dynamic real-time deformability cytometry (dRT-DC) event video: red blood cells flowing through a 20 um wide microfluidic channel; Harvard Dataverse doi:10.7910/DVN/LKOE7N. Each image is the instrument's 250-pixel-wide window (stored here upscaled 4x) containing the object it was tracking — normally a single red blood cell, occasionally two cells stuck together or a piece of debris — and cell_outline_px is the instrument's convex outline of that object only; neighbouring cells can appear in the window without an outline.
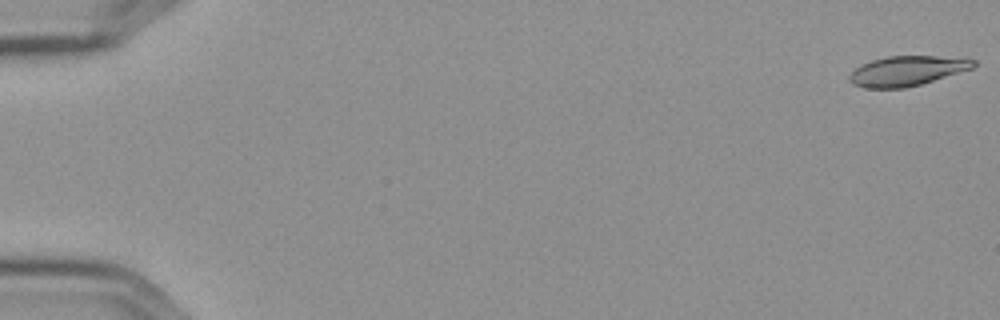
{"species": "Egyptian fruit bat (a non-hibernating species)", "species_latin": "Rousettus aegyptiacus", "temperature_condition": "cold", "stored_images_in_passage": 57, "camera_frame_rate_fps": 3000, "um_per_image_px": 0.085, "frame": {"image": 1, "passage_image": 1, "time_ms": 0.0, "image_size_px": [1000, 320], "cell_outline_px": [[976, 64], [972, 68], [920, 84], [904, 88], [864, 88], [852, 84], [848, 80], [848, 76], [856, 68], [872, 60], [888, 56], [968, 56], [976, 60]], "centroid_in_image_um": [77.14, 6.01], "position_along_channel_um": 7.9, "area_um2": 21.68}}
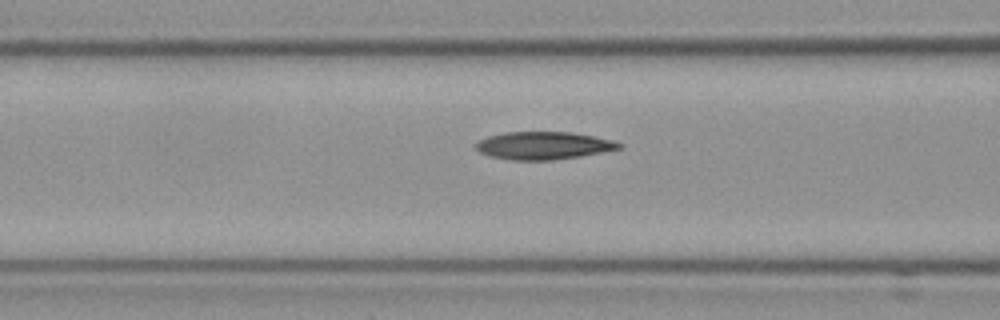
{"frame": {"image": 2, "passage_image": 24, "time_ms": 7.667, "image_size_px": [1000, 320], "cell_outline_px": [[624, 148], [580, 156], [552, 160], [512, 160], [488, 156], [480, 152], [472, 144], [476, 140], [488, 136], [504, 132], [572, 132], [612, 140], [624, 144]], "centroid_in_image_um": [46.16, 12.37], "position_along_channel_um": 120.4, "area_um2": 23.35}}
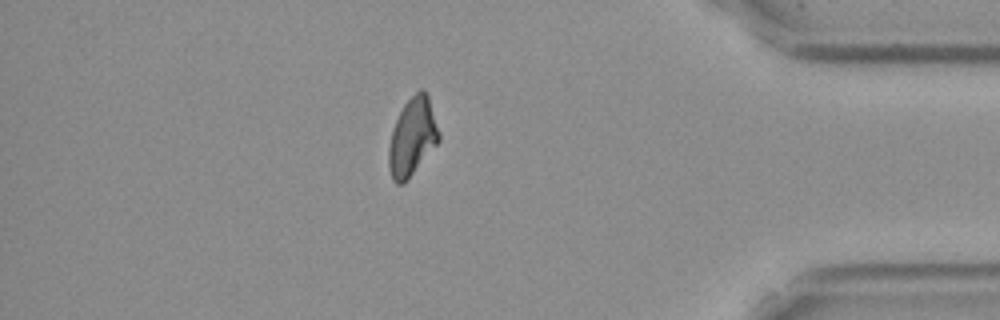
{"frame": {"image": 3, "passage_image": 50, "time_ms": 16.333, "image_size_px": [1000, 320], "cell_outline_px": [[440, 140], [408, 180], [404, 184], [396, 184], [392, 180], [388, 164], [388, 148], [392, 128], [404, 104], [420, 88], [424, 88], [428, 96], [440, 132]], "centroid_in_image_um": [35.04, 11.66], "position_along_channel_um": 400.2, "area_um2": 22.89}, "authors_computed_cell_mechanics": {"area_um2": 22.7732, "velocity_mm_per_s": 3.5924, "shape_relaxation_time_tau1_ms": null, "shape_relaxation_time_tau2_ms": 6.4204, "deformation_change_tau1": null, "deformation_change_tau2": 0.1086}}